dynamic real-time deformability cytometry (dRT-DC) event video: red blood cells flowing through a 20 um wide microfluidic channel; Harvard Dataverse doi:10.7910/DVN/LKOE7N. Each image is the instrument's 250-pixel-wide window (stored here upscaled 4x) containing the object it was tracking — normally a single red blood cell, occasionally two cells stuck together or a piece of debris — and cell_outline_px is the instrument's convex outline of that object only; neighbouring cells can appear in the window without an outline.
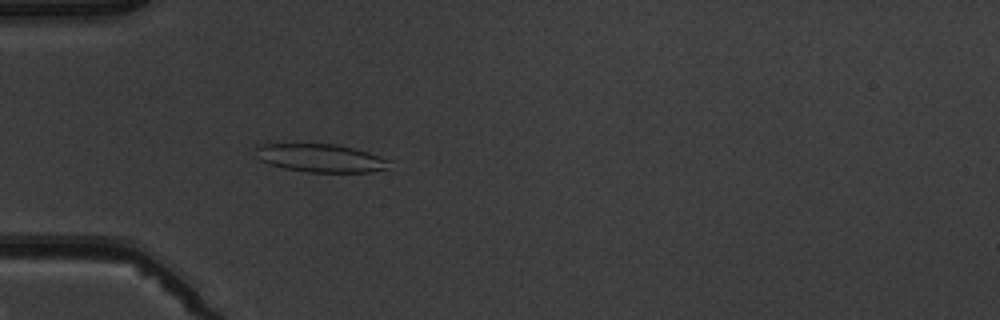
{"species": "common noctule bat (a hibernating species)", "species_latin": "Nyctalus noctula", "temperature_condition": "warm", "stored_images_in_passage": 4, "camera_frame_rate_fps": 3000, "um_per_image_px": 0.085, "animal": {"sex": "male", "body_mass_g": 19.5, "forearm_length_mm": 54.6}, "frame": {"image": 1, "passage_image": 4, "time_ms": 4.333, "image_size_px": [1000, 320], "cell_outline_px": [[392, 160], [388, 168], [368, 172], [308, 172], [284, 168], [268, 164], [260, 160], [256, 156], [256, 144], [336, 144], [368, 152]], "centroid_in_image_um": [27.25, 13.43], "position_along_channel_um": 57.8, "area_um2": 21.96}}